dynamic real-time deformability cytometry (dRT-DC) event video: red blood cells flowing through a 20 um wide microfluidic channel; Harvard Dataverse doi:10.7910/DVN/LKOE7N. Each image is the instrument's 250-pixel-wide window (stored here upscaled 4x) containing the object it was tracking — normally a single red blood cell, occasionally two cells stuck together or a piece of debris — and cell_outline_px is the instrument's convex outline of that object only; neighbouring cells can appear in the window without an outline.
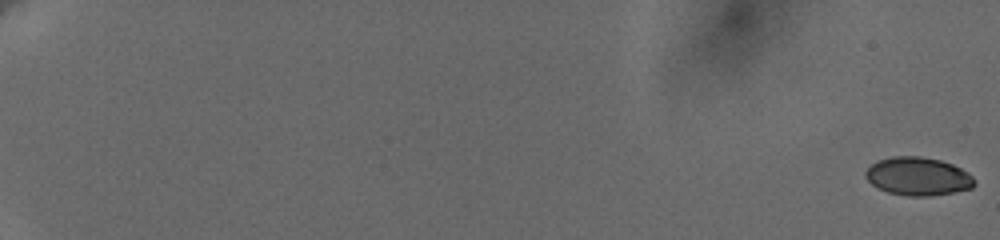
{"species": "human", "species_latin": "Homo sapiens", "temperature_condition": "cold", "stored_images_in_passage": 28, "camera_frame_rate_fps": 3000, "um_per_image_px": 0.085, "donor": {"sex": "female"}, "frame": {"image": 1, "passage_image": 1, "time_ms": 0.0, "image_size_px": [1000, 240], "cell_outline_px": [[976, 184], [972, 188], [952, 192], [928, 196], [908, 196], [888, 192], [876, 188], [864, 176], [864, 172], [876, 160], [892, 156], [920, 156], [940, 160], [952, 164], [968, 172], [976, 180]], "centroid_in_image_um": [78.01, 14.98], "position_along_channel_um": 7.0, "area_um2": 24.39}}
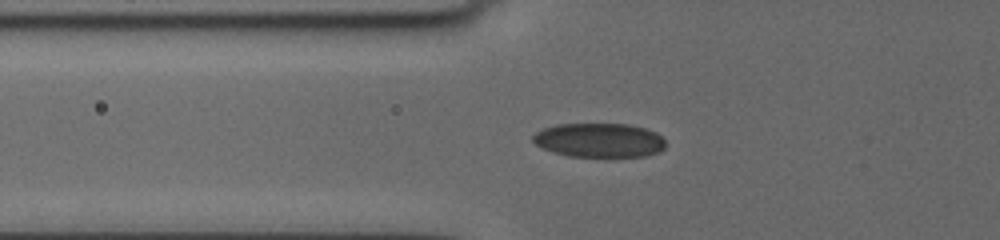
{"frame": {"image": 2, "passage_image": 24, "time_ms": 8.333, "image_size_px": [1000, 240], "cell_outline_px": [[664, 148], [660, 152], [644, 156], [568, 156], [552, 152], [536, 144], [532, 140], [532, 136], [536, 132], [544, 128], [556, 124], [628, 124], [644, 128], [656, 132], [664, 140]], "centroid_in_image_um": [50.93, 11.91], "position_along_channel_um": 74.9, "area_um2": 26.3}}
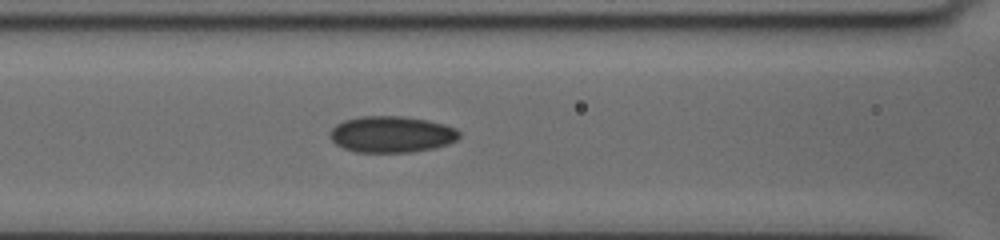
{"frame": {"image": 3, "passage_image": 28, "time_ms": 10.0, "image_size_px": [1000, 240], "cell_outline_px": [[460, 136], [456, 140], [448, 144], [436, 148], [412, 152], [356, 152], [344, 148], [336, 144], [328, 136], [328, 132], [336, 124], [344, 120], [360, 116], [404, 116], [428, 120], [444, 124], [456, 128], [460, 132]], "centroid_in_image_um": [33.28, 11.41], "position_along_channel_um": 133.3, "area_um2": 27.69}}